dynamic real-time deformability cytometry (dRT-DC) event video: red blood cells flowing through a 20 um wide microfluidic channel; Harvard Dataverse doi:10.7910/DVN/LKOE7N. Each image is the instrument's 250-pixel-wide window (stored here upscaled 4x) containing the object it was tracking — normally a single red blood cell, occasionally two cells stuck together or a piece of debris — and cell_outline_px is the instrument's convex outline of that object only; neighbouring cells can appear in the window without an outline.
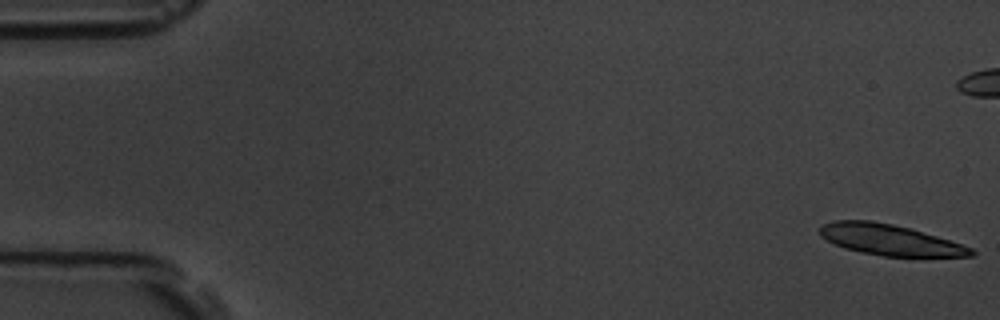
{"species": "common noctule bat (a hibernating species)", "species_latin": "Nyctalus noctula", "temperature_condition": "room temperature", "stored_images_in_passage": 8, "camera_frame_rate_fps": 3000, "um_per_image_px": 0.085, "animal": {"sex": "male", "body_mass_g": 19.5, "forearm_length_mm": 54.6}, "frame": {"image": 1, "passage_image": 1, "time_ms": 0.0, "image_size_px": [1000, 320], "cell_outline_px": [[976, 252], [972, 256], [884, 256], [860, 252], [844, 248], [820, 236], [820, 228], [824, 224], [832, 220], [872, 220], [912, 228], [972, 248]], "centroid_in_image_um": [75.61, 20.37], "position_along_channel_um": 9.4, "area_um2": 26.93}}
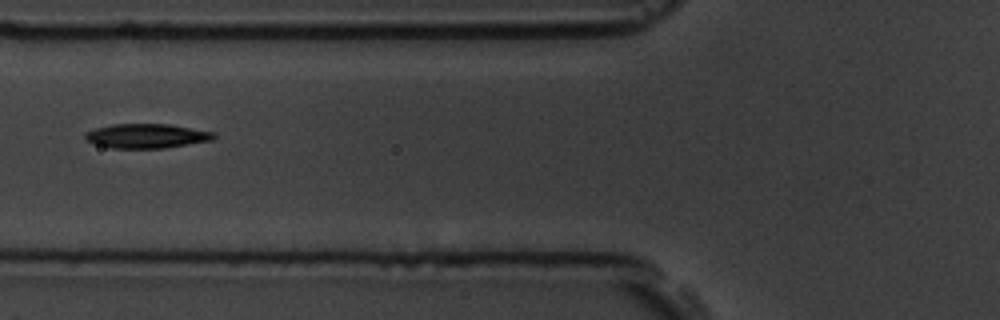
{"frame": {"image": 2, "passage_image": 8, "time_ms": 2.333, "image_size_px": [1000, 320], "cell_outline_px": [[216, 136], [212, 140], [164, 148], [112, 148], [96, 144], [84, 140], [84, 132], [96, 128], [112, 124], [168, 124], [216, 132]], "centroid_in_image_um": [12.44, 11.55], "position_along_channel_um": 113.4, "area_um2": 18.32}}